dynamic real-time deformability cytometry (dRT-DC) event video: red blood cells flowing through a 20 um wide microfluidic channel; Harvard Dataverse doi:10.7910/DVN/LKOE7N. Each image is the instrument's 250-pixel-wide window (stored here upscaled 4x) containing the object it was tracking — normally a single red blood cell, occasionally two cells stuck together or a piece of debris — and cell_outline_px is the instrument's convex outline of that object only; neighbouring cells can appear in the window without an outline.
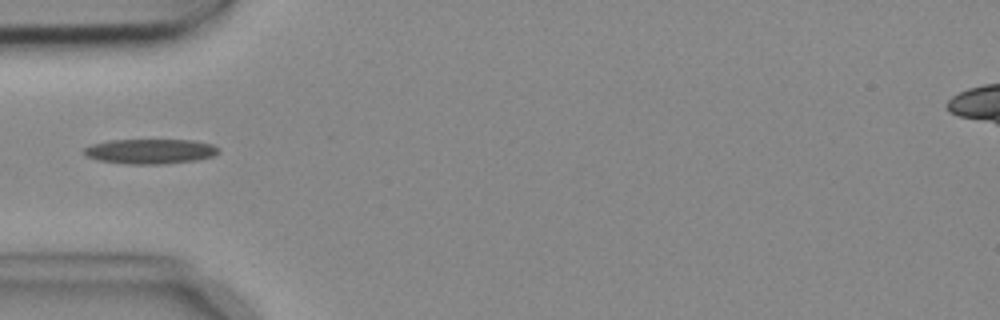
{"species": "common noctule bat (a hibernating species)", "species_latin": "Nyctalus noctula", "temperature_condition": "cold", "stored_images_in_passage": 7, "camera_frame_rate_fps": 3000, "um_per_image_px": 0.085, "animal": {"sex": "female", "body_mass_g": 18.4}, "frame": {"image": 1, "passage_image": 5, "time_ms": 1.333, "image_size_px": [1000, 320], "cell_outline_px": [[220, 152], [212, 156], [196, 160], [164, 164], [128, 164], [100, 160], [88, 156], [84, 152], [84, 148], [92, 144], [112, 140], [192, 140], [212, 144], [220, 148]], "centroid_in_image_um": [12.82, 12.86], "position_along_channel_um": 72.2, "area_um2": 19.36}}
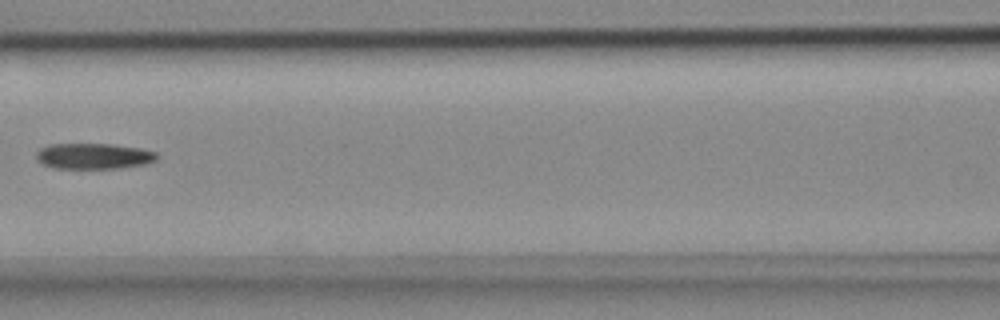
{"frame": {"image": 2, "passage_image": 7, "time_ms": 2.0, "image_size_px": [1000, 320], "cell_outline_px": [[156, 160], [148, 164], [120, 168], [56, 168], [44, 164], [36, 160], [36, 152], [40, 148], [48, 144], [112, 144], [140, 148], [156, 152]], "centroid_in_image_um": [7.96, 13.26], "position_along_channel_um": 158.6, "area_um2": 18.15}}